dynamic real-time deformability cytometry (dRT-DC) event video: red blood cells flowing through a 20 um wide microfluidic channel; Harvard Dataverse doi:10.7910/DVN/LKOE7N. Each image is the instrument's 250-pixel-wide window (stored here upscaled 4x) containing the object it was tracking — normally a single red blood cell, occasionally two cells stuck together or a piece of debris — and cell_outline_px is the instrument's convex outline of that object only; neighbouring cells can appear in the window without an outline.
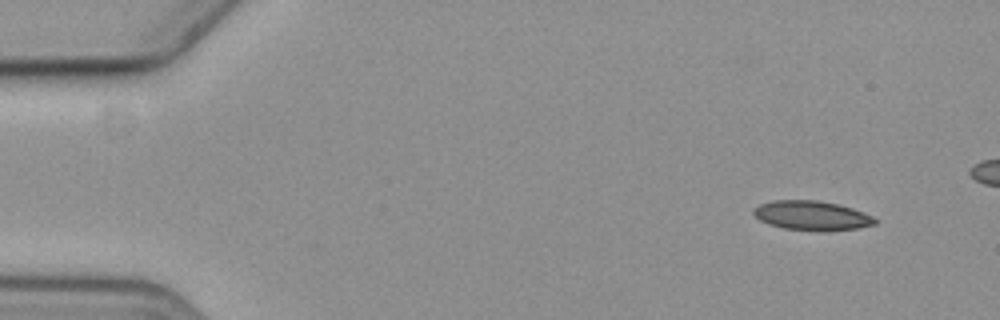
{"species": "common noctule bat (a hibernating species)", "species_latin": "Nyctalus noctula", "temperature_condition": "cold", "stored_images_in_passage": 5, "camera_frame_rate_fps": 3000, "um_per_image_px": 0.085, "animal": {"sex": "female", "body_mass_g": 19.3, "forearm_length_mm": 54.1}, "frame": {"image": 1, "passage_image": 1, "time_ms": 0.0, "image_size_px": [1000, 320], "cell_outline_px": [[876, 224], [860, 228], [828, 232], [816, 232], [784, 228], [768, 224], [760, 220], [752, 212], [760, 204], [776, 200], [816, 200], [836, 204], [852, 208], [872, 216], [876, 220]], "centroid_in_image_um": [69.03, 18.35], "position_along_channel_um": 16.0, "area_um2": 20.92}}